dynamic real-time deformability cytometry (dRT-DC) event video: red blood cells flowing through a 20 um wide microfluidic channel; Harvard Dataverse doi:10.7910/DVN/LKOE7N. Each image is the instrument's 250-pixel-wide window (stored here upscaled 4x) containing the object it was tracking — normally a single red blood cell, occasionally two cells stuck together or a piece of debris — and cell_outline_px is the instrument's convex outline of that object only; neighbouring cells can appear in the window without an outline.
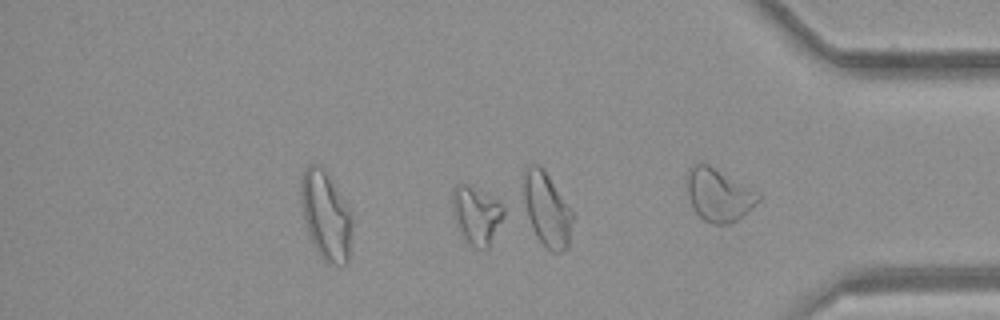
{"species": "common noctule bat (a hibernating species)", "species_latin": "Nyctalus noctula", "temperature_condition": "room temperature", "stored_images_in_passage": 34, "camera_frame_rate_fps": 3000, "um_per_image_px": 0.085, "animal": {"sex": "female", "body_mass_g": 21.9}, "frame": {"image": 1, "passage_image": 25, "time_ms": 8.0, "image_size_px": [1000, 320], "cell_outline_px": [[508, 204], [504, 216], [488, 248], [476, 248], [460, 232], [452, 212], [452, 196], [456, 184], [468, 184], [496, 196]], "centroid_in_image_um": [40.57, 18.2], "position_along_channel_um": 394.6, "area_um2": 17.74}}